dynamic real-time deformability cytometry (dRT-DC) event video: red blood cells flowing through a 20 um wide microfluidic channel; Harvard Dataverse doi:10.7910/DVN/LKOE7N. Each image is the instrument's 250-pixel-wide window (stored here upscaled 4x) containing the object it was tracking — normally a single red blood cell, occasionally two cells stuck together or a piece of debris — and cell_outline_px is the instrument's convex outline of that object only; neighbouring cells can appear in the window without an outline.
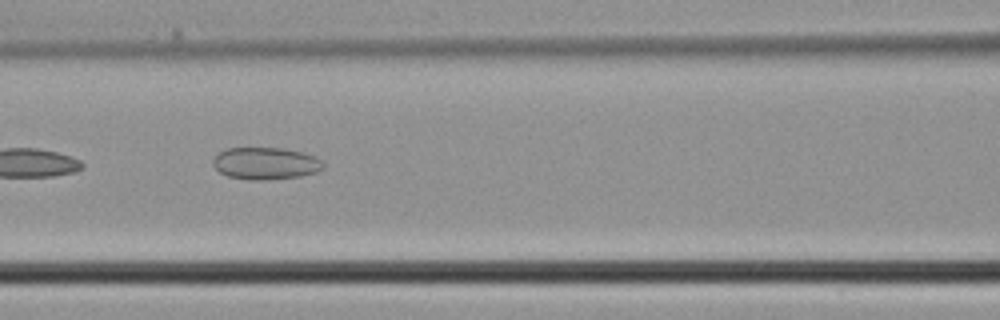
{"species": "common noctule bat (a hibernating species)", "species_latin": "Nyctalus noctula", "temperature_condition": "cold", "stored_images_in_passage": 6, "camera_frame_rate_fps": 3000, "um_per_image_px": 0.085, "animal": {"sex": "male", "body_mass_g": 21.5, "forearm_length_mm": 52.0}, "frame": {"image": 1, "passage_image": 5, "time_ms": 1.333, "image_size_px": [1000, 320], "cell_outline_px": [[324, 168], [316, 172], [300, 176], [264, 180], [252, 180], [228, 176], [220, 172], [212, 164], [212, 160], [220, 152], [228, 148], [284, 148], [304, 152], [320, 160], [324, 164]], "centroid_in_image_um": [22.58, 13.88], "position_along_channel_um": 144.0, "area_um2": 20.52}}
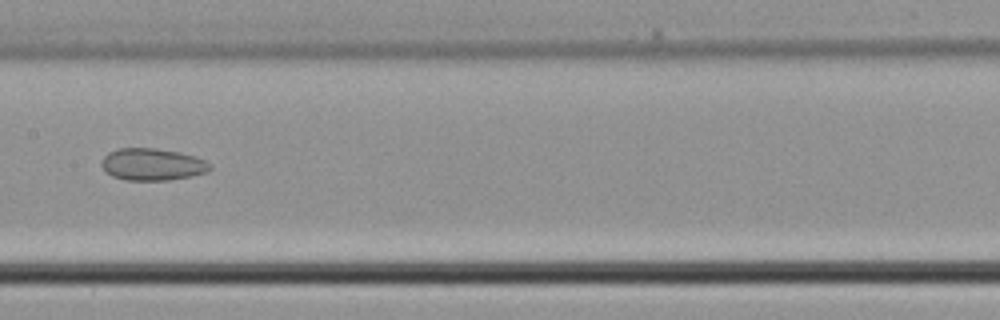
{"frame": {"image": 2, "passage_image": 6, "time_ms": 1.667, "image_size_px": [1000, 320], "cell_outline_px": [[212, 168], [208, 172], [192, 176], [168, 180], [124, 180], [112, 176], [100, 164], [104, 156], [108, 152], [116, 148], [156, 148], [180, 152], [196, 156], [212, 164]], "centroid_in_image_um": [12.98, 13.97], "position_along_channel_um": 194.4, "area_um2": 20.46}}